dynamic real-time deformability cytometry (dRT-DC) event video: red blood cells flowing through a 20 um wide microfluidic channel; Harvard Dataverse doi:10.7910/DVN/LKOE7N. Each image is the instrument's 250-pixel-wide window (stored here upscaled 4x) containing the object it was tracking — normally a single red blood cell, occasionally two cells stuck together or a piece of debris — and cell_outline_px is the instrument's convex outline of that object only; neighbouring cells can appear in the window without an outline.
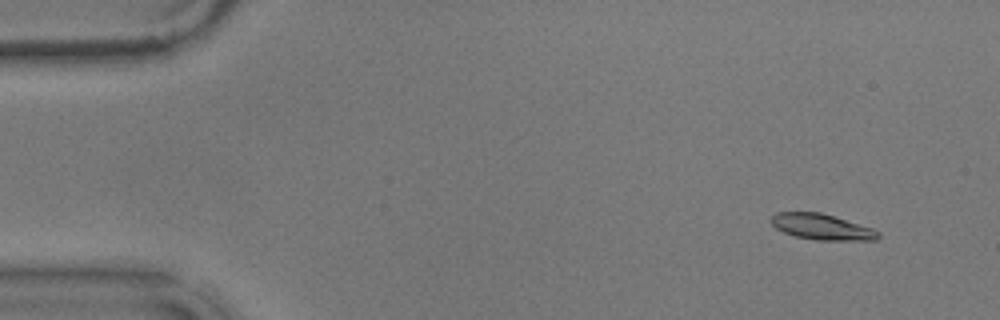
{"species": "common noctule bat (a hibernating species)", "species_latin": "Nyctalus noctula", "temperature_condition": "warm", "stored_images_in_passage": 55, "camera_frame_rate_fps": 3000, "um_per_image_px": 0.085, "animal": {"sex": "male", "body_mass_g": 17.9}, "frame": {"image": 1, "passage_image": 4, "time_ms": 1.0, "image_size_px": [1000, 320], "cell_outline_px": [[880, 236], [876, 240], [816, 240], [796, 236], [784, 232], [776, 228], [768, 220], [776, 212], [820, 212], [872, 228], [880, 232]], "centroid_in_image_um": [69.83, 19.28], "position_along_channel_um": 15.2, "area_um2": 16.01}}
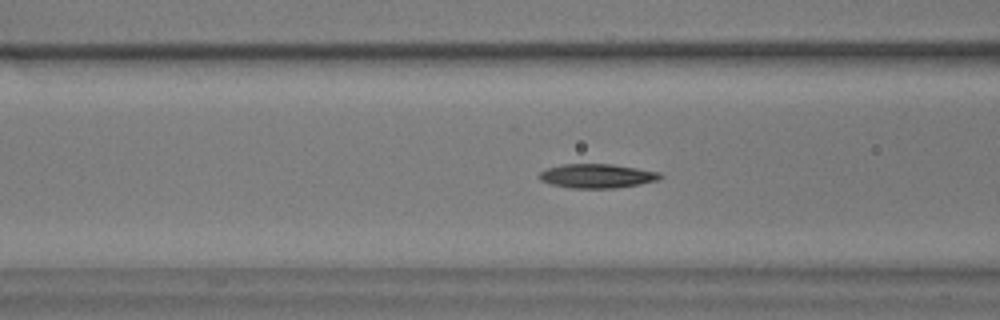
{"frame": {"image": 2, "passage_image": 21, "time_ms": 6.667, "image_size_px": [1000, 320], "cell_outline_px": [[664, 176], [656, 180], [640, 184], [616, 188], [568, 188], [552, 184], [540, 180], [536, 176], [540, 172], [548, 168], [560, 164], [612, 164], [660, 172]], "centroid_in_image_um": [50.72, 14.95], "position_along_channel_um": 115.9, "area_um2": 17.05}}
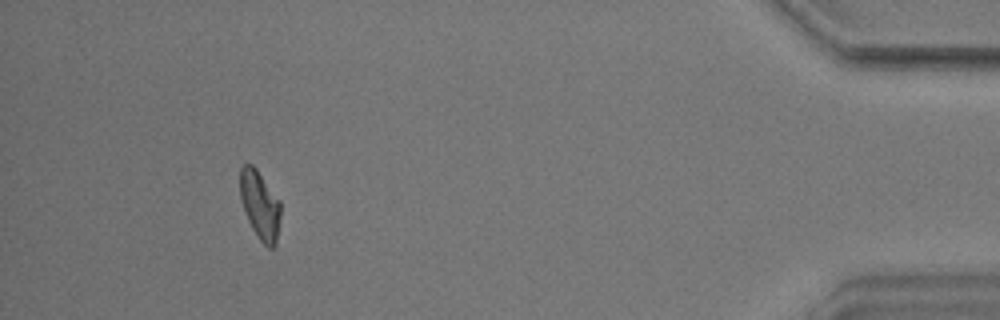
{"frame": {"image": 3, "passage_image": 51, "time_ms": 16.667, "image_size_px": [1000, 320], "cell_outline_px": [[280, 216], [276, 244], [272, 248], [268, 248], [256, 236], [248, 220], [240, 200], [240, 168], [244, 164], [252, 164], [256, 168], [280, 200]], "centroid_in_image_um": [22.09, 17.43], "position_along_channel_um": 413.1, "area_um2": 16.24}, "authors_computed_cell_mechanics": {"area_um2": 16.5308, "velocity_mm_per_s": 3.6027, "shape_relaxation_time_tau1_ms": 5.7981, "shape_relaxation_time_tau2_ms": 4.6817, "deformation_change_tau1": 0.1675, "deformation_change_tau2": 0.1028}}